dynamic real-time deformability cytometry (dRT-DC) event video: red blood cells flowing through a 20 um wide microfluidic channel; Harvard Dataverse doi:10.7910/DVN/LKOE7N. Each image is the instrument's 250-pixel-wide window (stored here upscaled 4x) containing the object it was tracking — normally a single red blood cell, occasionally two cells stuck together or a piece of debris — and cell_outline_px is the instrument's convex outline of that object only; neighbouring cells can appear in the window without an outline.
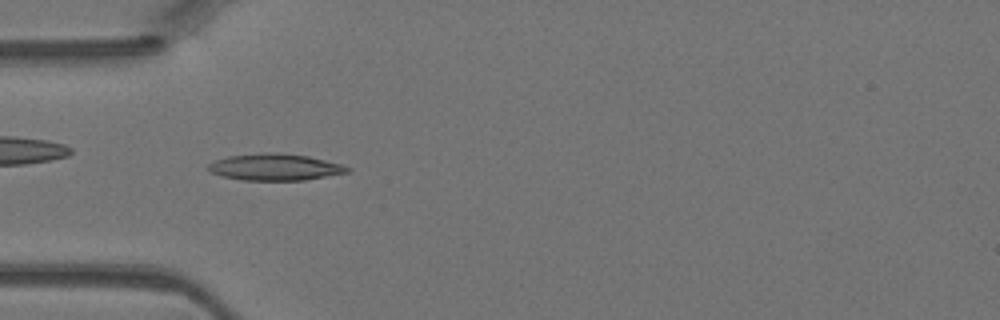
{"species": "Egyptian fruit bat (a non-hibernating species)", "species_latin": "Rousettus aegyptiacus", "temperature_condition": "warm", "stored_images_in_passage": 37, "camera_frame_rate_fps": 3000, "um_per_image_px": 0.085, "animal": {"sex": "female"}, "frame": {"image": 1, "passage_image": 13, "time_ms": 4.0, "image_size_px": [1000, 320], "cell_outline_px": [[352, 168], [348, 172], [304, 180], [244, 180], [224, 176], [212, 172], [208, 168], [208, 164], [216, 160], [228, 156], [264, 152], [308, 156], [344, 164]], "centroid_in_image_um": [23.42, 14.2], "position_along_channel_um": 61.6, "area_um2": 21.33}}
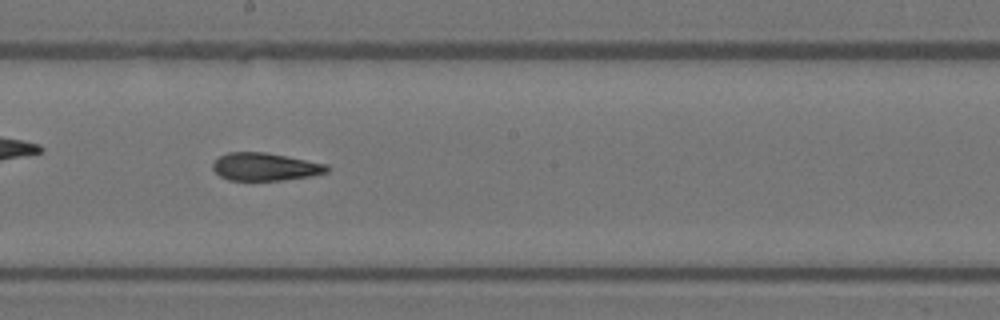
{"frame": {"image": 2, "passage_image": 24, "time_ms": 7.667, "image_size_px": [1000, 320], "cell_outline_px": [[328, 172], [308, 176], [284, 180], [228, 180], [220, 176], [212, 168], [212, 164], [220, 156], [228, 152], [264, 152], [328, 164]], "centroid_in_image_um": [22.52, 14.17], "position_along_channel_um": 225.7, "area_um2": 18.32}}
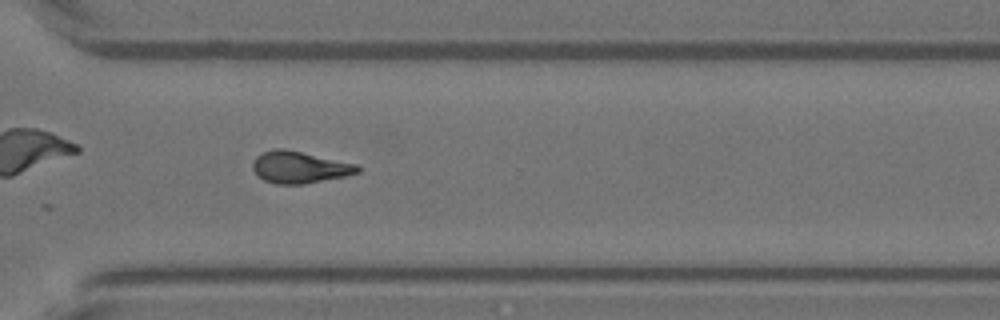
{"frame": {"image": 3, "passage_image": 32, "time_ms": 10.333, "image_size_px": [1000, 320], "cell_outline_px": [[360, 172], [344, 176], [304, 184], [276, 184], [264, 180], [252, 168], [252, 164], [256, 156], [264, 152], [276, 148], [284, 148], [356, 164], [360, 168]], "centroid_in_image_um": [25.45, 14.21], "position_along_channel_um": 345.2, "area_um2": 19.19}}